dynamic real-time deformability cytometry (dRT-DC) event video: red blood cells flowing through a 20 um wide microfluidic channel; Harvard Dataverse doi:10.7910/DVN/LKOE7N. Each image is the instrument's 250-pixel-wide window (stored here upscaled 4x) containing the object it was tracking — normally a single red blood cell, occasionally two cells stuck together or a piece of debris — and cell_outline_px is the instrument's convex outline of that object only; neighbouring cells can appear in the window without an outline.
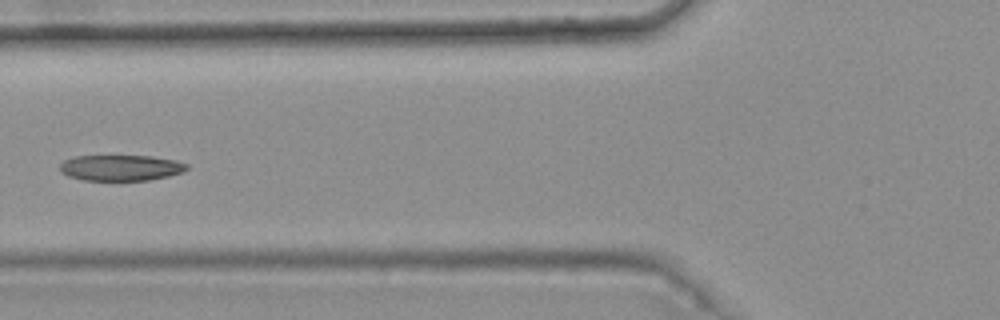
{"species": "common noctule bat (a hibernating species)", "species_latin": "Nyctalus noctula", "temperature_condition": "warm", "stored_images_in_passage": 7, "camera_frame_rate_fps": 3000, "um_per_image_px": 0.085, "animal": {"sex": "female", "body_mass_g": 25.1}, "frame": {"image": 1, "passage_image": 7, "time_ms": 2.0, "image_size_px": [1000, 320], "cell_outline_px": [[188, 168], [184, 172], [168, 176], [148, 180], [84, 180], [68, 176], [60, 172], [60, 164], [64, 160], [72, 156], [152, 156], [176, 160], [188, 164]], "centroid_in_image_um": [10.27, 14.25], "position_along_channel_um": 115.5, "area_um2": 19.19}}